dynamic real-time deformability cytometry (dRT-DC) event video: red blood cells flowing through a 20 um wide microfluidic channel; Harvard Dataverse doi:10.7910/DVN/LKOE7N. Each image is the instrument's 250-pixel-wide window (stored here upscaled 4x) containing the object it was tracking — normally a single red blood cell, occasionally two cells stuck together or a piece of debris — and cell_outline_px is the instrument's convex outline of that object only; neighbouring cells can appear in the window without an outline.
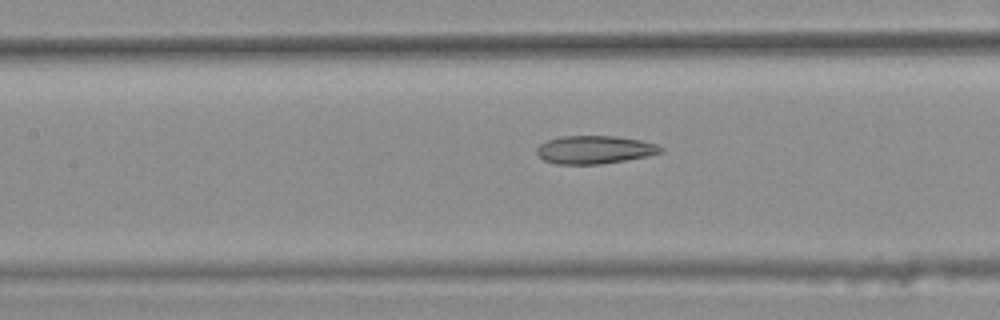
{"species": "common noctule bat (a hibernating species)", "species_latin": "Nyctalus noctula", "temperature_condition": "warm", "stored_images_in_passage": 10, "segment_of_instrument_passage": [2, 2], "camera_frame_rate_fps": 3000, "um_per_image_px": 0.085, "animal": {"sex": "female", "body_mass_g": 25.1}, "frame": {"image": 1, "passage_image": 10, "time_ms": 3.0, "image_size_px": [1000, 320], "cell_outline_px": [[664, 148], [660, 152], [648, 156], [600, 164], [556, 164], [544, 160], [536, 152], [536, 148], [540, 144], [548, 140], [560, 136], [616, 136], [640, 140], [656, 144]], "centroid_in_image_um": [50.52, 12.72], "position_along_channel_um": 156.9, "area_um2": 20.17}}